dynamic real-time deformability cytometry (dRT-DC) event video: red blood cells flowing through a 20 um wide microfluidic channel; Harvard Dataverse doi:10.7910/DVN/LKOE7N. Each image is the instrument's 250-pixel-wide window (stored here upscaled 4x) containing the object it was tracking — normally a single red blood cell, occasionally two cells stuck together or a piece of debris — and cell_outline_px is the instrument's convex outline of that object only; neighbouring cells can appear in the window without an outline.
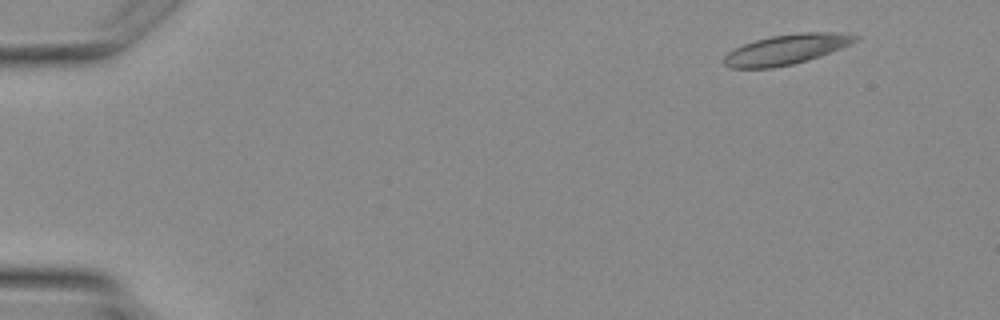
{"species": "Egyptian fruit bat (a non-hibernating species)", "species_latin": "Rousettus aegyptiacus", "temperature_condition": "warm", "stored_images_in_passage": 3, "camera_frame_rate_fps": 3000, "um_per_image_px": 0.085, "animal": {"sex": "female"}, "frame": {"image": 1, "passage_image": 1, "time_ms": 0.0, "image_size_px": [1000, 320], "cell_outline_px": [[860, 36], [856, 40], [840, 48], [808, 60], [792, 64], [772, 68], [728, 68], [724, 64], [724, 56], [728, 52], [744, 44], [756, 40], [772, 36], [800, 32], [832, 32]], "centroid_in_image_um": [66.79, 4.21], "position_along_channel_um": 18.2, "area_um2": 22.6}}